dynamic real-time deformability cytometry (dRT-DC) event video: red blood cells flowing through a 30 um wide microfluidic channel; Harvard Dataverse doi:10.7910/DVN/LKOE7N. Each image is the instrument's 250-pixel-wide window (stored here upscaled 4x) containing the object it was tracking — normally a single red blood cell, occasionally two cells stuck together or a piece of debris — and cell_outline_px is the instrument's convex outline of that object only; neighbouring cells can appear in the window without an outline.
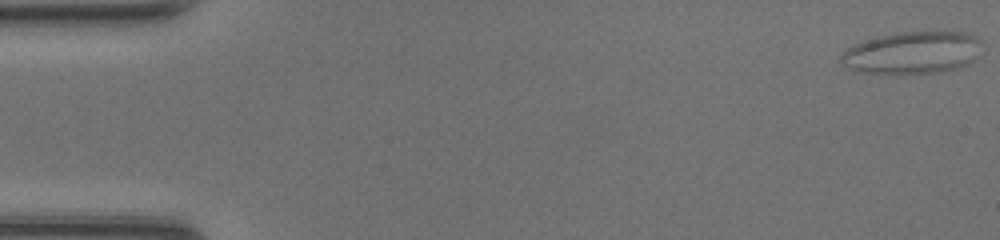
{"species": "common noctule bat (a hibernating species)", "species_latin": "Nyctalus noctula", "temperature_condition": "room temperature", "stored_images_in_passage": 49, "camera_frame_rate_fps": 3000, "um_per_image_px": 0.085, "animal": {"sex": "female", "body_mass_g": 20.0, "forearm_length_mm": 54.0}, "frame": {"image": 1, "passage_image": 1, "time_ms": 0.0, "image_size_px": [1000, 240], "cell_outline_px": [[980, 40], [972, 60], [968, 64], [956, 68], [936, 72], [864, 72], [852, 68], [844, 64], [840, 60], [840, 56], [848, 48], [856, 44], [880, 36], [896, 32], [964, 32]], "centroid_in_image_um": [77.53, 4.45], "position_along_channel_um": 7.5, "area_um2": 33.23}}
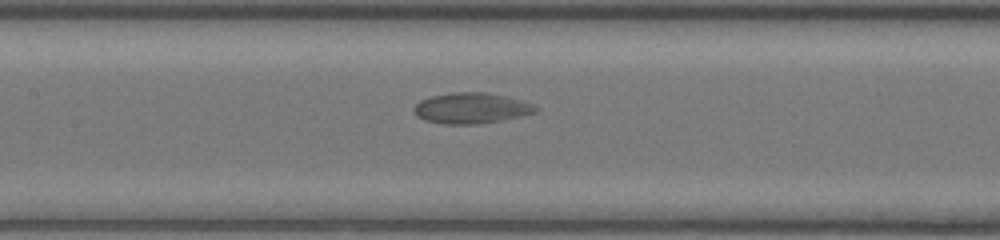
{"frame": {"image": 2, "passage_image": 23, "time_ms": 7.333, "image_size_px": [1000, 240], "cell_outline_px": [[540, 108], [536, 112], [504, 120], [476, 124], [444, 124], [424, 120], [416, 116], [412, 108], [420, 100], [432, 96], [456, 92], [488, 92], [520, 100], [532, 104]], "centroid_in_image_um": [40.04, 9.2], "position_along_channel_um": 167.4, "area_um2": 21.79}}
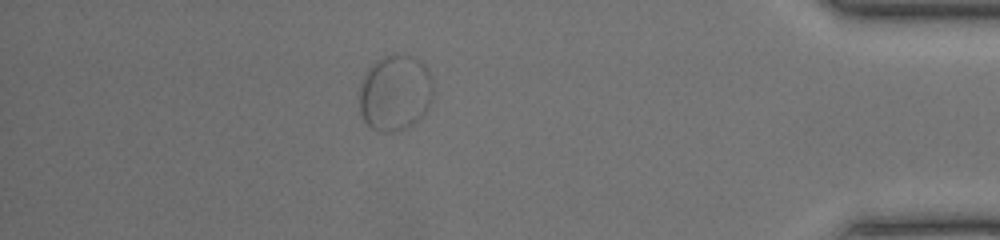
{"frame": {"image": 3, "passage_image": 43, "time_ms": 14.0, "image_size_px": [1000, 240], "cell_outline_px": [[432, 96], [428, 108], [412, 124], [404, 128], [388, 132], [380, 132], [372, 128], [364, 120], [360, 112], [360, 84], [368, 68], [376, 60], [392, 52], [396, 52], [412, 56], [420, 60], [424, 64], [432, 80]], "centroid_in_image_um": [33.57, 7.84], "position_along_channel_um": 401.6, "area_um2": 32.71}, "authors_computed_cell_mechanics": {"area_um2": 26.4724, "velocity_mm_per_s": 4.1917, "shape_relaxation_time_tau1_ms": 10.3398, "shape_relaxation_time_tau2_ms": null, "deformation_change_tau1": 0.2405, "deformation_change_tau2": null}}